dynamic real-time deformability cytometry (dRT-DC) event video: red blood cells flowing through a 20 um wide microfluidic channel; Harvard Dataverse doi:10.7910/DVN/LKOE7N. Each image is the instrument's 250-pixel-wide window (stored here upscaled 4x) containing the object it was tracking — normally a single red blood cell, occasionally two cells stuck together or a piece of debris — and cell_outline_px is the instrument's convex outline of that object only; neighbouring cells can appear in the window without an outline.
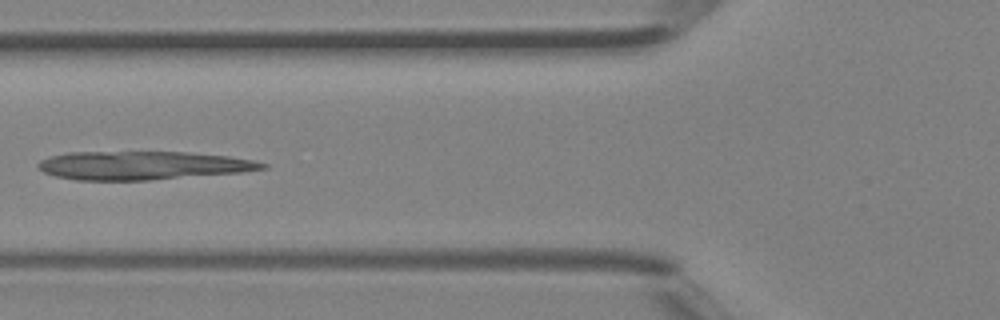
{"species": "Egyptian fruit bat (a non-hibernating species)", "species_latin": "Rousettus aegyptiacus", "temperature_condition": "room temperature", "stored_images_in_passage": 5, "camera_frame_rate_fps": 3000, "um_per_image_px": 0.085, "animal": {"sex": "female"}, "frame": {"image": 1, "passage_image": 5, "time_ms": 1.333, "image_size_px": [1000, 320], "cell_outline_px": [[268, 168], [240, 172], [148, 180], [76, 180], [56, 176], [44, 172], [36, 168], [36, 164], [40, 160], [48, 156], [68, 152], [188, 152], [228, 156], [252, 160], [268, 164]], "centroid_in_image_um": [12.07, 14.06], "position_along_channel_um": 113.7, "area_um2": 37.17}}